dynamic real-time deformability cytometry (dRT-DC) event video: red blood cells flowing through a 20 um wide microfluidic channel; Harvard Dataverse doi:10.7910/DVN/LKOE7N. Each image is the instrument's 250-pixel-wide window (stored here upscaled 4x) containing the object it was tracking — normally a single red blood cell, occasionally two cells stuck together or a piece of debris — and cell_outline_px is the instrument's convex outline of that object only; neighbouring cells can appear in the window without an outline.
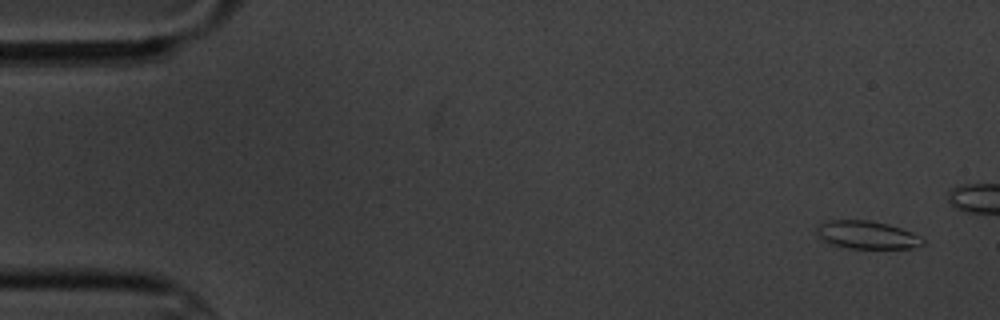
{"species": "common noctule bat (a hibernating species)", "species_latin": "Nyctalus noctula", "temperature_condition": "cold", "stored_images_in_passage": 5, "camera_frame_rate_fps": 3000, "um_per_image_px": 0.085, "animal": {"sex": "male", "body_mass_g": 20.1, "forearm_length_mm": 53.5}, "frame": {"image": 1, "passage_image": 1, "time_ms": 0.0, "image_size_px": [1000, 320], "cell_outline_px": [[924, 244], [912, 248], [848, 248], [832, 244], [824, 240], [816, 232], [816, 224], [828, 220], [868, 220], [888, 224], [912, 232], [920, 236], [924, 240]], "centroid_in_image_um": [73.68, 19.96], "position_along_channel_um": 11.3, "area_um2": 17.22}}